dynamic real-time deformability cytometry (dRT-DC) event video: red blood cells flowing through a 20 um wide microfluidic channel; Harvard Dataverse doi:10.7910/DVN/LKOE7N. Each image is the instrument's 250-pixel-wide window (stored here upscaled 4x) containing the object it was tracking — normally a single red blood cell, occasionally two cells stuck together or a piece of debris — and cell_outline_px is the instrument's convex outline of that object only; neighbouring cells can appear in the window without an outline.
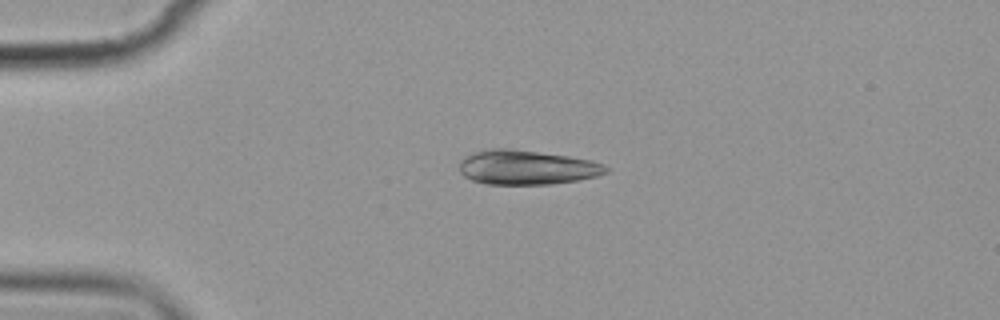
{"species": "common noctule bat (a hibernating species)", "species_latin": "Nyctalus noctula", "temperature_condition": "cold", "stored_images_in_passage": 2, "camera_frame_rate_fps": 3000, "um_per_image_px": 0.085, "animal": {"sex": "female", "body_mass_g": 19.9}, "frame": {"image": 1, "passage_image": 1, "time_ms": 0.0, "image_size_px": [1000, 320], "cell_outline_px": [[608, 172], [596, 176], [576, 180], [552, 184], [484, 184], [472, 180], [464, 176], [460, 172], [460, 160], [464, 156], [472, 152], [484, 148], [508, 148], [568, 156], [592, 160], [604, 164], [608, 168]], "centroid_in_image_um": [44.73, 14.22], "position_along_channel_um": 40.3, "area_um2": 29.59}}